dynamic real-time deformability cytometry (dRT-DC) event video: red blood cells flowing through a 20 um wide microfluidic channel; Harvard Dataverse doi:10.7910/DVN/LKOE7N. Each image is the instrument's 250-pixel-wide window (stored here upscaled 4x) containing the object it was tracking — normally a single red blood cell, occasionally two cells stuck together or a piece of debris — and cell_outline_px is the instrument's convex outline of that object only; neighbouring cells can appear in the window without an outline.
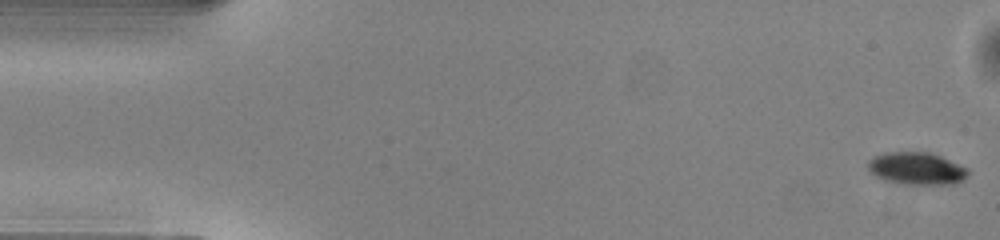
{"species": "common noctule bat (a hibernating species)", "species_latin": "Nyctalus noctula", "temperature_condition": "warm", "stored_images_in_passage": 50, "camera_frame_rate_fps": 3000, "um_per_image_px": 0.085, "animal": {"sex": "male", "body_mass_g": 13.0, "forearm_length_mm": 53.1}, "frame": {"image": 1, "passage_image": 1, "time_ms": 0.0, "image_size_px": [1000, 240], "cell_outline_px": [[968, 172], [964, 180], [956, 184], [904, 184], [884, 180], [876, 176], [868, 168], [868, 160], [884, 152], [928, 152], [940, 156], [968, 168]], "centroid_in_image_um": [77.92, 14.32], "position_along_channel_um": 7.1, "area_um2": 18.79}}
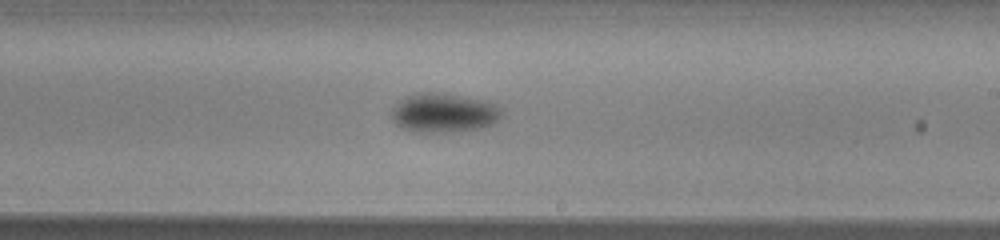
{"frame": {"image": 2, "passage_image": 29, "time_ms": 9.333, "image_size_px": [1000, 240], "cell_outline_px": [[504, 116], [500, 120], [484, 128], [452, 132], [412, 132], [396, 124], [392, 120], [392, 108], [400, 100], [416, 92], [448, 92], [488, 100], [496, 104], [504, 112]], "centroid_in_image_um": [37.8, 9.57], "position_along_channel_um": 251.2, "area_um2": 26.01}}
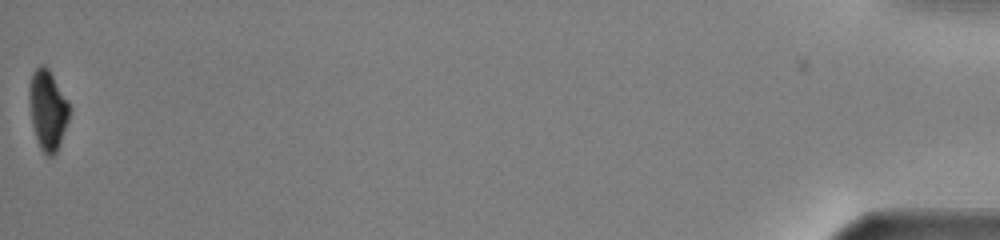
{"frame": {"image": 3, "passage_image": 50, "time_ms": 16.333, "image_size_px": [1000, 240], "cell_outline_px": [[72, 108], [68, 120], [56, 152], [52, 156], [48, 156], [40, 148], [36, 140], [32, 124], [28, 100], [28, 88], [32, 72], [40, 64], [44, 64], [48, 68], [68, 100]], "centroid_in_image_um": [4.04, 9.3], "position_along_channel_um": 431.2, "area_um2": 18.9}, "authors_computed_cell_mechanics": {"area_um2": 21.4438, "velocity_mm_per_s": 4.108, "shape_relaxation_time_tau1_ms": 1.5263, "shape_relaxation_time_tau2_ms": null, "deformation_change_tau1": 0.1043, "deformation_change_tau2": null}}